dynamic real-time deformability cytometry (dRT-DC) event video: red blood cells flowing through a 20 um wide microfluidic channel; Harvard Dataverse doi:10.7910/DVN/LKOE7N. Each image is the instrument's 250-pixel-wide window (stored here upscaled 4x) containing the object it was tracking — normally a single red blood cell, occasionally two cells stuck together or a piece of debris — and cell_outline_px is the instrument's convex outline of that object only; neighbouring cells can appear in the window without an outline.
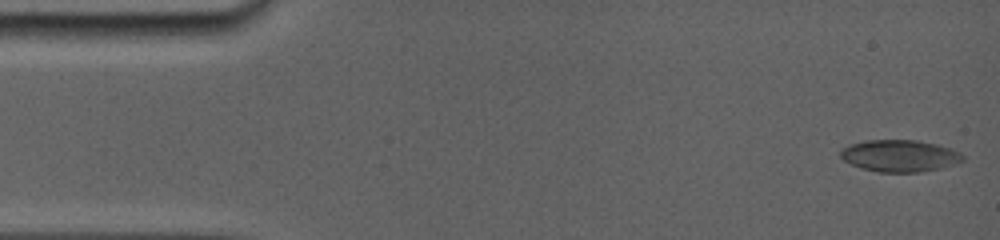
{"species": "common noctule bat (a hibernating species)", "species_latin": "Nyctalus noctula", "temperature_condition": "room temperature", "stored_images_in_passage": 32, "camera_frame_rate_fps": 5000, "um_per_image_px": 0.085, "animal": {"sex": "female", "body_mass_g": 19.0, "forearm_length_mm": 56.7}, "frame": {"image": 1, "passage_image": 1, "time_ms": 0.0, "image_size_px": [1000, 240], "cell_outline_px": [[964, 160], [940, 168], [920, 172], [876, 172], [852, 164], [844, 160], [840, 156], [840, 152], [848, 144], [868, 140], [916, 140], [936, 144], [960, 152], [964, 156]], "centroid_in_image_um": [76.46, 13.24], "position_along_channel_um": 8.5, "area_um2": 22.48}}
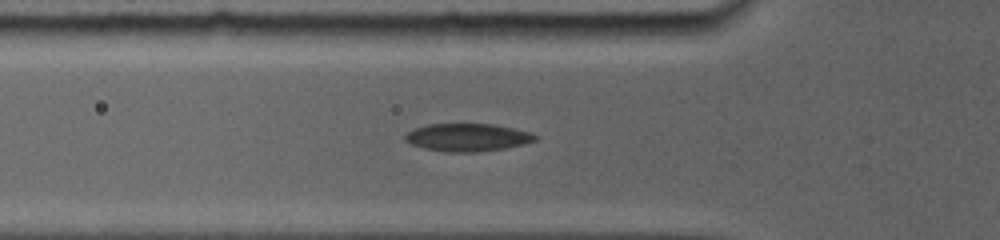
{"frame": {"image": 2, "passage_image": 18, "time_ms": 5.0, "image_size_px": [1000, 240], "cell_outline_px": [[536, 140], [524, 144], [504, 148], [480, 152], [444, 152], [424, 148], [412, 144], [404, 140], [404, 136], [408, 132], [416, 128], [428, 124], [496, 124], [528, 132], [536, 136]], "centroid_in_image_um": [39.71, 11.68], "position_along_channel_um": 86.1, "area_um2": 20.92}}
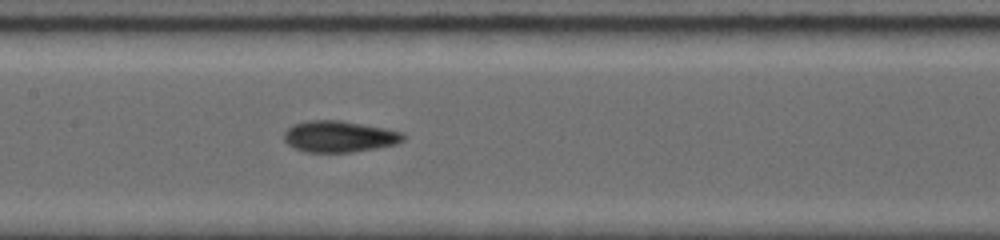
{"frame": {"image": 3, "passage_image": 31, "time_ms": 7.4, "image_size_px": [1000, 240], "cell_outline_px": [[404, 140], [396, 144], [376, 148], [352, 152], [304, 152], [288, 144], [284, 140], [284, 132], [292, 124], [308, 120], [340, 120], [384, 128], [404, 132]], "centroid_in_image_um": [28.82, 11.6], "position_along_channel_um": 178.6, "area_um2": 21.79}}